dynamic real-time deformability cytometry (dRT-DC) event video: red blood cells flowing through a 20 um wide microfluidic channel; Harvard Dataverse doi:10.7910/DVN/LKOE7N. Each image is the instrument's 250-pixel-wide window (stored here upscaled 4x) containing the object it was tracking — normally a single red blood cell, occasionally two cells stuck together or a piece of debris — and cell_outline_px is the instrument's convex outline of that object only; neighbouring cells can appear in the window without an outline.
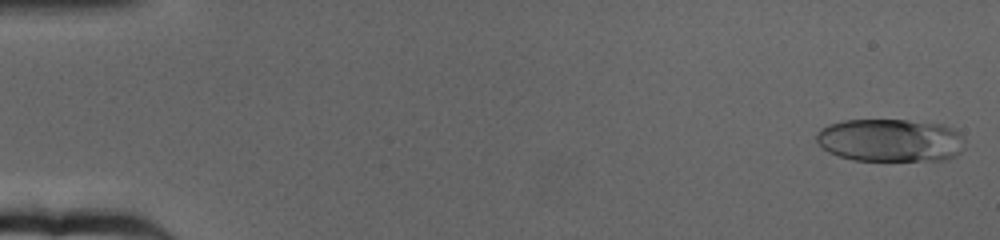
{"species": "human", "species_latin": "Homo sapiens", "temperature_condition": "cold", "stored_images_in_passage": 64, "camera_frame_rate_fps": 3000, "um_per_image_px": 0.085, "donor": {"sex": "female"}, "frame": {"image": 1, "passage_image": 2, "time_ms": 0.333, "image_size_px": [1000, 240], "cell_outline_px": [[964, 148], [956, 156], [944, 160], [852, 160], [828, 152], [816, 140], [816, 132], [820, 128], [828, 124], [844, 120], [908, 120], [944, 124], [960, 132], [964, 136]], "centroid_in_image_um": [75.71, 11.91], "position_along_channel_um": 9.3, "area_um2": 37.51}}
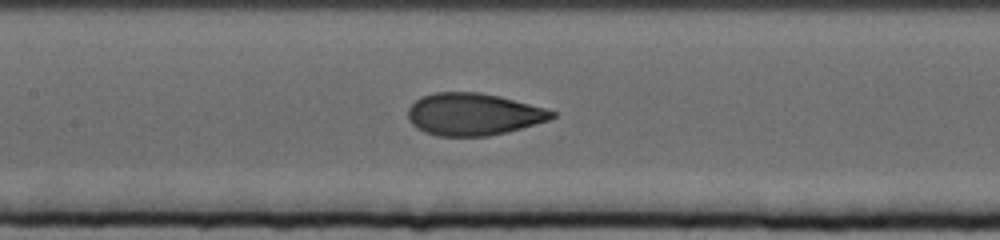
{"frame": {"image": 2, "passage_image": 31, "time_ms": 10.0, "image_size_px": [1000, 240], "cell_outline_px": [[556, 116], [548, 120], [520, 128], [488, 136], [436, 136], [424, 132], [416, 128], [408, 120], [408, 108], [420, 96], [436, 92], [480, 92], [500, 96], [544, 108], [556, 112]], "centroid_in_image_um": [40.18, 9.71], "position_along_channel_um": 167.2, "area_um2": 35.32}}
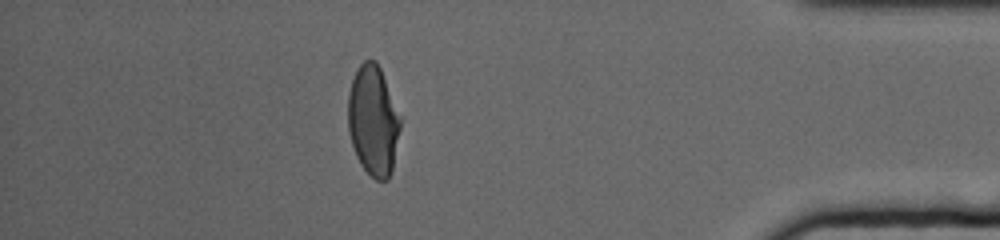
{"frame": {"image": 3, "passage_image": 57, "time_ms": 18.667, "image_size_px": [1000, 240], "cell_outline_px": [[400, 128], [392, 172], [388, 180], [376, 180], [360, 164], [356, 156], [348, 132], [348, 92], [356, 68], [364, 60], [376, 60], [380, 68], [400, 116]], "centroid_in_image_um": [31.7, 10.25], "position_along_channel_um": 403.5, "area_um2": 33.52}, "authors_computed_cell_mechanics": {"area_um2": 35.5181, "velocity_mm_per_s": 3.1722, "shape_relaxation_time_tau1_ms": 4.39, "shape_relaxation_time_tau2_ms": 1.0124, "deformation_change_tau1": 0.1707, "deformation_change_tau2": 0.0648}}